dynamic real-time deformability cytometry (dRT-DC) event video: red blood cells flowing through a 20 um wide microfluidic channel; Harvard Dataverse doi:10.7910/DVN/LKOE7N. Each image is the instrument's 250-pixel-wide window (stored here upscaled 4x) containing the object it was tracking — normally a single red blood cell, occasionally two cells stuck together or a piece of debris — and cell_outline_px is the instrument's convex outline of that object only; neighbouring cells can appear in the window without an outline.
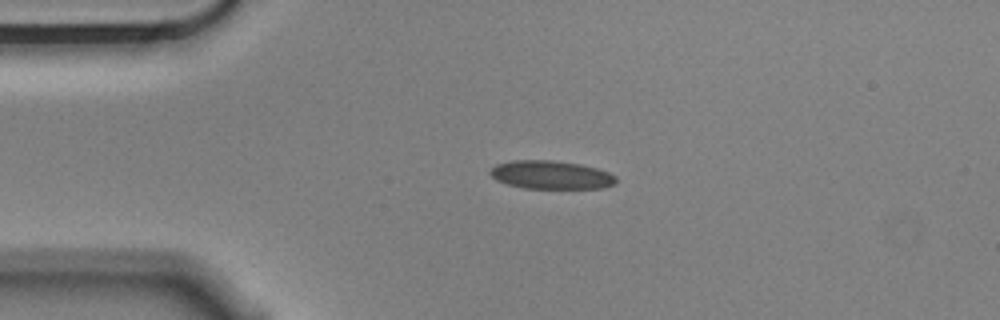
{"species": "Egyptian fruit bat (a non-hibernating species)", "species_latin": "Rousettus aegyptiacus", "temperature_condition": "cold", "stored_images_in_passage": 44, "camera_frame_rate_fps": 3000, "um_per_image_px": 0.085, "animal": {"sex": "male"}, "frame": {"image": 1, "passage_image": 1, "time_ms": 0.0, "image_size_px": [1000, 320], "cell_outline_px": [[616, 184], [604, 188], [524, 188], [508, 184], [496, 180], [488, 172], [496, 164], [512, 160], [552, 160], [580, 164], [596, 168], [608, 172], [616, 176]], "centroid_in_image_um": [46.84, 14.86], "position_along_channel_um": 38.2, "area_um2": 20.81}}
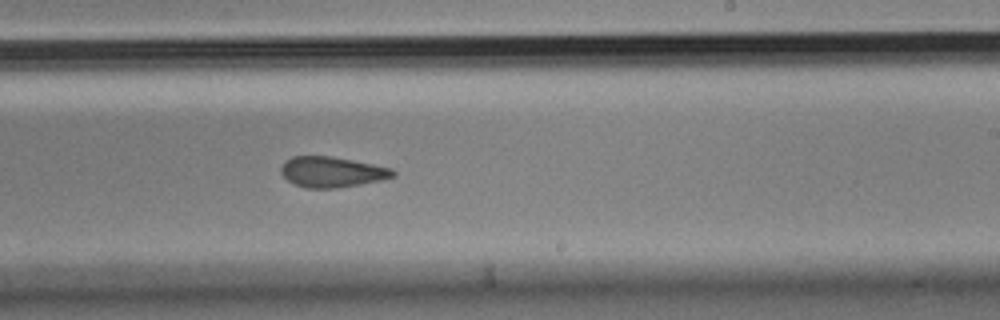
{"frame": {"image": 2, "passage_image": 22, "time_ms": 7.0, "image_size_px": [1000, 320], "cell_outline_px": [[396, 176], [380, 180], [360, 184], [336, 188], [308, 188], [296, 184], [288, 180], [280, 172], [280, 168], [284, 160], [292, 156], [332, 156], [392, 168], [396, 172]], "centroid_in_image_um": [28.2, 14.61], "position_along_channel_um": 260.8, "area_um2": 19.88}}
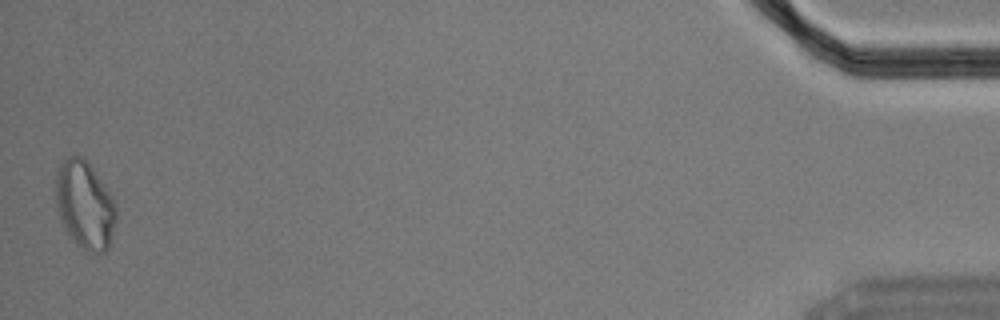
{"frame": {"image": 3, "passage_image": 44, "time_ms": 14.333, "image_size_px": [1000, 320], "cell_outline_px": [[116, 220], [108, 248], [104, 252], [96, 256], [80, 248], [76, 244], [60, 220], [56, 208], [56, 168], [68, 156], [84, 156], [88, 160], [116, 204]], "centroid_in_image_um": [7.2, 17.43], "position_along_channel_um": 428.0, "area_um2": 31.21}, "authors_computed_cell_mechanics": {"area_um2": 21.1259, "velocity_mm_per_s": 3.559, "shape_relaxation_time_tau1_ms": null, "shape_relaxation_time_tau2_ms": 2.6195, "deformation_change_tau1": null, "deformation_change_tau2": 0.1031}}